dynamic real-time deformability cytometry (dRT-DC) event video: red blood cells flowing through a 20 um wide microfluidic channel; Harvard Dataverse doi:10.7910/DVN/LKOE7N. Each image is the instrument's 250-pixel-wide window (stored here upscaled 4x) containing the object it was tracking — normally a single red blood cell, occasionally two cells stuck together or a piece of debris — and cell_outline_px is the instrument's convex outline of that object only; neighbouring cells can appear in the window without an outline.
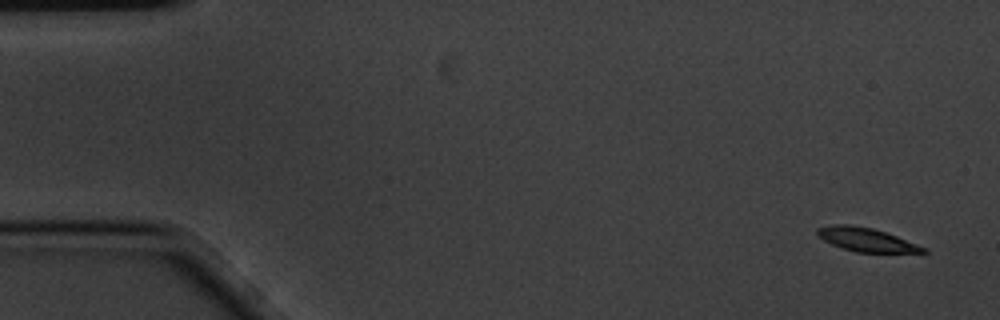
{"species": "common noctule bat (a hibernating species)", "species_latin": "Nyctalus noctula", "temperature_condition": "cold", "stored_images_in_passage": 5, "camera_frame_rate_fps": 3000, "um_per_image_px": 0.085, "animal": {"sex": "male", "body_mass_g": 20.1, "forearm_length_mm": 53.5}, "frame": {"image": 1, "passage_image": 1, "time_ms": 0.0, "image_size_px": [1000, 320], "cell_outline_px": [[928, 252], [856, 252], [832, 244], [816, 236], [816, 228], [832, 224], [848, 224], [872, 228], [896, 236], [928, 248]], "centroid_in_image_um": [73.6, 20.36], "position_along_channel_um": 11.4, "area_um2": 14.45}}
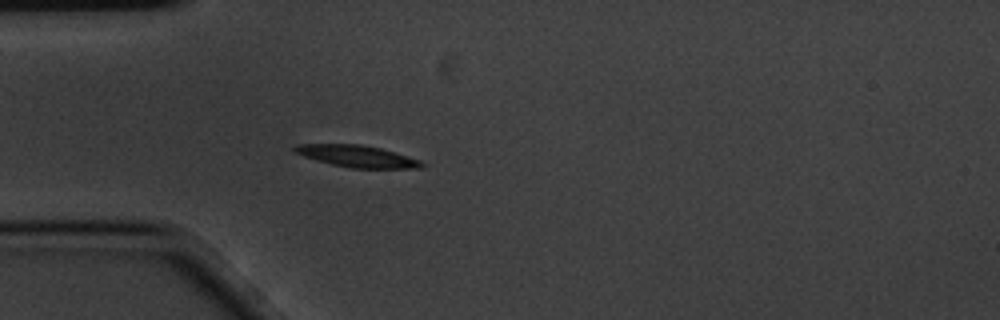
{"frame": {"image": 2, "passage_image": 5, "time_ms": 1.333, "image_size_px": [1000, 320], "cell_outline_px": [[424, 164], [420, 168], [352, 168], [332, 164], [316, 160], [304, 156], [296, 152], [292, 148], [296, 144], [360, 144], [380, 148], [420, 160]], "centroid_in_image_um": [30.33, 13.27], "position_along_channel_um": 54.7, "area_um2": 15.9}}